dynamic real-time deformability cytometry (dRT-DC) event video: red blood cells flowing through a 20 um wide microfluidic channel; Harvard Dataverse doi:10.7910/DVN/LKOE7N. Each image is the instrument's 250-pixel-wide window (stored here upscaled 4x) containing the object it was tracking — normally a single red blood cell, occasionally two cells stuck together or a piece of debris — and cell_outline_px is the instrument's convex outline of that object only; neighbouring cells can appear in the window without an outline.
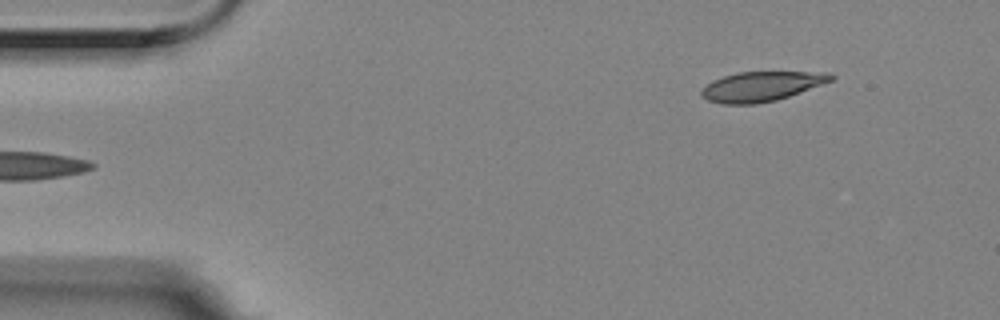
{"species": "Egyptian fruit bat (a non-hibernating species)", "species_latin": "Rousettus aegyptiacus", "temperature_condition": "room temperature", "stored_images_in_passage": 6, "segment_of_instrument_passage": [2, 2], "camera_frame_rate_fps": 3000, "um_per_image_px": 0.085, "animal": {"sex": "female"}, "frame": {"image": 1, "passage_image": 6, "time_ms": 1.667, "image_size_px": [1000, 320], "cell_outline_px": [[836, 76], [832, 80], [788, 96], [776, 100], [756, 104], [720, 104], [708, 100], [700, 96], [700, 92], [712, 80], [724, 76], [740, 72], [828, 72]], "centroid_in_image_um": [64.69, 7.34], "position_along_channel_um": 20.3, "area_um2": 22.2}}